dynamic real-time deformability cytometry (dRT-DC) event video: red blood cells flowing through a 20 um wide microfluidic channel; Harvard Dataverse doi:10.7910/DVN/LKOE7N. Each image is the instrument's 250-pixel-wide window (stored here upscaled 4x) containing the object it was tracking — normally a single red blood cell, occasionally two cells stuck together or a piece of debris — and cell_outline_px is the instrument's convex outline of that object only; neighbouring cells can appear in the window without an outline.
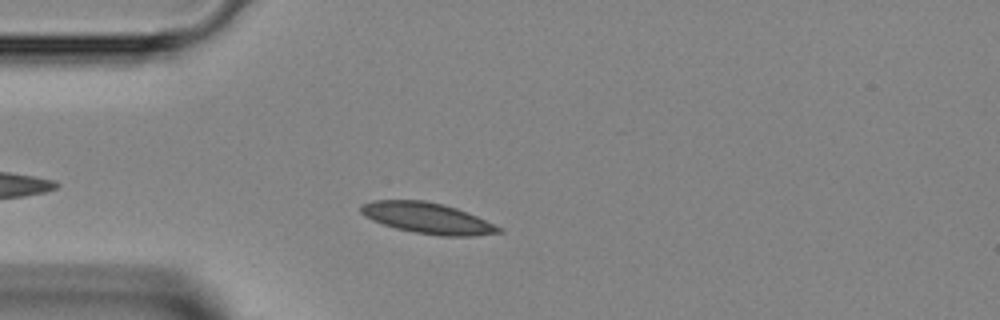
{"species": "Egyptian fruit bat (a non-hibernating species)", "species_latin": "Rousettus aegyptiacus", "temperature_condition": "room temperature", "stored_images_in_passage": 32, "camera_frame_rate_fps": 3000, "um_per_image_px": 0.085, "animal": {"sex": "female"}, "frame": {"image": 1, "passage_image": 5, "time_ms": 1.333, "image_size_px": [1000, 320], "cell_outline_px": [[504, 232], [472, 236], [440, 236], [416, 232], [396, 228], [372, 220], [364, 216], [360, 212], [360, 204], [372, 200], [424, 200], [444, 204], [456, 208], [476, 216], [504, 228]], "centroid_in_image_um": [36.34, 18.53], "position_along_channel_um": 48.7, "area_um2": 24.85}}
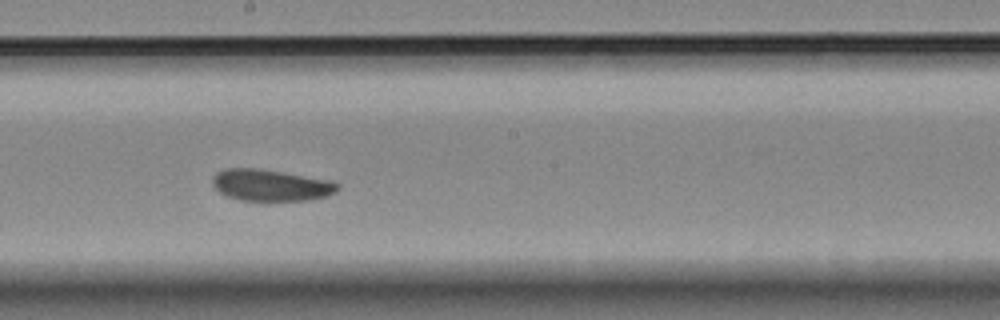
{"frame": {"image": 2, "passage_image": 18, "time_ms": 5.667, "image_size_px": [1000, 320], "cell_outline_px": [[340, 188], [336, 192], [324, 196], [304, 200], [240, 200], [228, 196], [220, 192], [212, 184], [212, 176], [216, 172], [224, 168], [260, 168], [332, 180], [340, 184]], "centroid_in_image_um": [23.01, 15.72], "position_along_channel_um": 225.2, "area_um2": 23.06}}
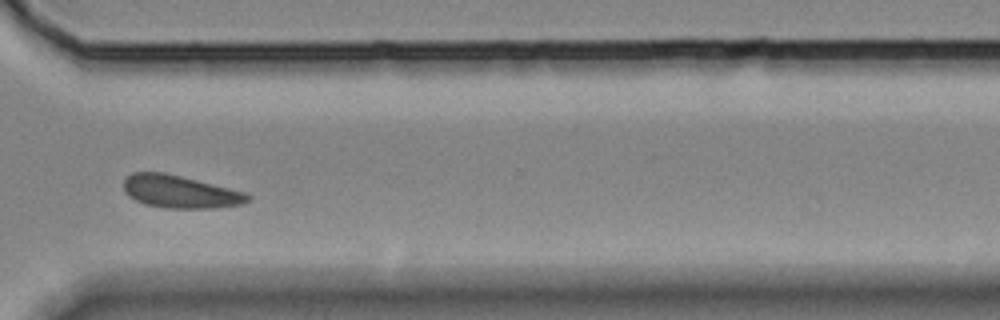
{"frame": {"image": 3, "passage_image": 27, "time_ms": 8.667, "image_size_px": [1000, 320], "cell_outline_px": [[252, 200], [244, 204], [216, 208], [164, 208], [144, 204], [128, 196], [124, 192], [124, 176], [132, 172], [164, 172], [244, 192], [252, 196]], "centroid_in_image_um": [15.29, 16.3], "position_along_channel_um": 355.3, "area_um2": 23.76}}